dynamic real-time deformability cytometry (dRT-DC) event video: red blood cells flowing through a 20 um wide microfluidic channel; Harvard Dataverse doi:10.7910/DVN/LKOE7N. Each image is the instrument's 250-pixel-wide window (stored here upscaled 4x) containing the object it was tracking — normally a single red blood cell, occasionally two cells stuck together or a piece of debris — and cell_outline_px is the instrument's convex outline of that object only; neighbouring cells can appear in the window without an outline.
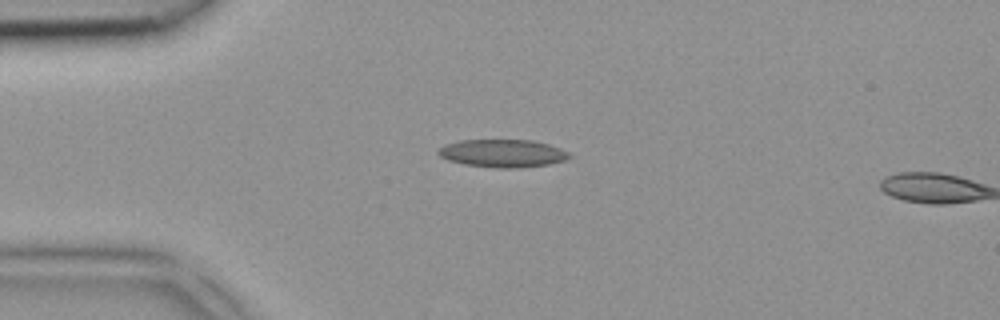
{"species": "common noctule bat (a hibernating species)", "species_latin": "Nyctalus noctula", "temperature_condition": "room temperature", "stored_images_in_passage": 2, "camera_frame_rate_fps": 3000, "um_per_image_px": 0.085, "animal": {"sex": "female", "body_mass_g": 18.4}, "frame": {"image": 1, "passage_image": 1, "time_ms": 0.0, "image_size_px": [1000, 320], "cell_outline_px": [[572, 156], [564, 160], [548, 164], [516, 168], [496, 168], [464, 164], [448, 160], [440, 156], [436, 152], [444, 144], [460, 140], [532, 140], [548, 144], [560, 148], [568, 152]], "centroid_in_image_um": [42.7, 13.03], "position_along_channel_um": 42.3, "area_um2": 21.21}}